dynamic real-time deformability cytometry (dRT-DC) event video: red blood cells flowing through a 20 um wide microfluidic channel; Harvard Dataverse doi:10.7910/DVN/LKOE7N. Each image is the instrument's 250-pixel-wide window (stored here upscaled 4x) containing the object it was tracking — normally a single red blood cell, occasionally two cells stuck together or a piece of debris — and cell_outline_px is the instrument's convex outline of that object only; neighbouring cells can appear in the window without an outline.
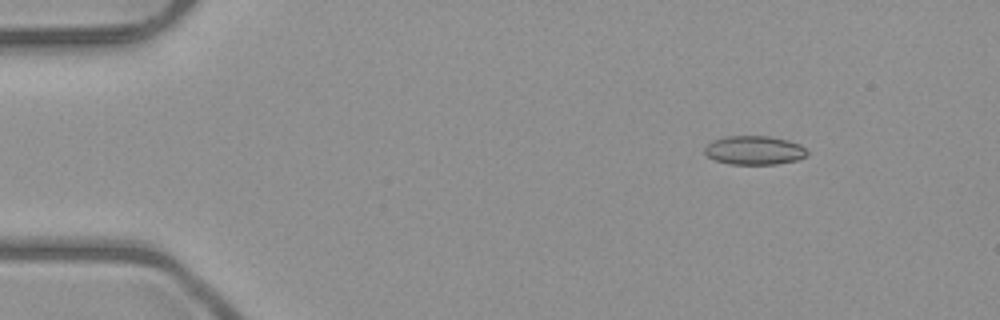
{"species": "common noctule bat (a hibernating species)", "species_latin": "Nyctalus noctula", "temperature_condition": "room temperature", "stored_images_in_passage": 4, "camera_frame_rate_fps": 3000, "um_per_image_px": 0.085, "animal": {"sex": "male", "body_mass_g": 23.1, "forearm_length_mm": 52.7}, "frame": {"image": 1, "passage_image": 2, "time_ms": 1.0, "image_size_px": [1000, 320], "cell_outline_px": [[808, 156], [796, 160], [776, 164], [728, 164], [716, 160], [708, 156], [704, 152], [704, 148], [712, 140], [724, 136], [768, 136], [788, 140], [800, 144], [808, 152]], "centroid_in_image_um": [64.12, 12.77], "position_along_channel_um": 20.9, "area_um2": 17.28}}